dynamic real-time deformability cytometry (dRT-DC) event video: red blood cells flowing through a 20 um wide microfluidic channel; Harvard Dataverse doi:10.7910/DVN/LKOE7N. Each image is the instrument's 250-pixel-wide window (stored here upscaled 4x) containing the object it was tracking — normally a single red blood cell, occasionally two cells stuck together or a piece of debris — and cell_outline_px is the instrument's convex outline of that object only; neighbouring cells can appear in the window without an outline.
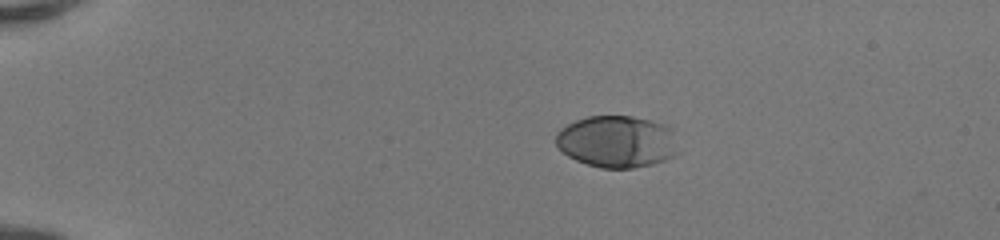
{"species": "human", "species_latin": "Homo sapiens", "temperature_condition": "room temperature", "stored_images_in_passage": 41, "camera_frame_rate_fps": 3000, "um_per_image_px": 0.085, "donor": {"sex": "female"}, "frame": {"image": 1, "passage_image": 1, "time_ms": 0.0, "image_size_px": [1000, 240], "cell_outline_px": [[680, 152], [664, 160], [652, 164], [632, 168], [600, 168], [576, 160], [568, 156], [556, 144], [556, 132], [560, 128], [576, 120], [588, 116], [632, 116], [652, 120], [664, 124], [668, 128]], "centroid_in_image_um": [52.42, 12.03], "position_along_channel_um": 32.6, "area_um2": 36.88}}
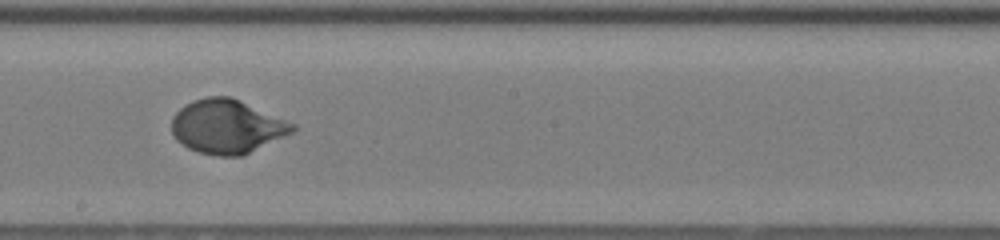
{"frame": {"image": 2, "passage_image": 21, "time_ms": 6.667, "image_size_px": [1000, 240], "cell_outline_px": [[300, 128], [244, 156], [216, 156], [200, 152], [188, 148], [176, 140], [172, 132], [172, 116], [184, 104], [192, 100], [208, 96], [232, 96], [296, 124]], "centroid_in_image_um": [19.3, 10.75], "position_along_channel_um": 228.9, "area_um2": 38.32}}
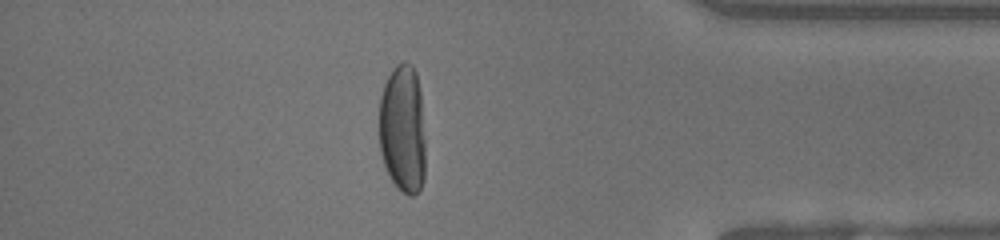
{"frame": {"image": 3, "passage_image": 35, "time_ms": 11.333, "image_size_px": [1000, 240], "cell_outline_px": [[424, 180], [420, 188], [412, 196], [408, 196], [388, 176], [380, 152], [380, 96], [384, 84], [392, 68], [396, 64], [404, 60], [412, 64], [416, 72], [420, 92], [424, 140]], "centroid_in_image_um": [34.22, 10.93], "position_along_channel_um": 401.0, "area_um2": 34.68}, "authors_computed_cell_mechanics": {"area_um2": 36.8764, "velocity_mm_per_s": 4.1557, "shape_relaxation_time_tau1_ms": 3.1409, "shape_relaxation_time_tau2_ms": null, "deformation_change_tau1": 0.2105, "deformation_change_tau2": null}}